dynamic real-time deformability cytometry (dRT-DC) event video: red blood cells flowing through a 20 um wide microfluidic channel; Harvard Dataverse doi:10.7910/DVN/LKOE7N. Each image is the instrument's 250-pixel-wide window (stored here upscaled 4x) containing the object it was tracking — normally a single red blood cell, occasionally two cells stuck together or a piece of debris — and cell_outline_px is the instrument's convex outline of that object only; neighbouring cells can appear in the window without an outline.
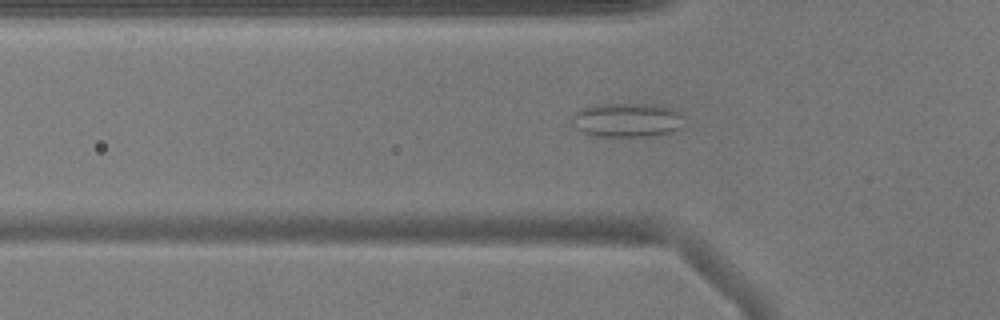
{"species": "common noctule bat (a hibernating species)", "species_latin": "Nyctalus noctula", "temperature_condition": "warm", "stored_images_in_passage": 48, "camera_frame_rate_fps": 3000, "um_per_image_px": 0.085, "animal": {"sex": "male", "body_mass_g": 17.9}, "frame": {"image": 1, "passage_image": 17, "time_ms": 5.333, "image_size_px": [1000, 320], "cell_outline_px": [[684, 128], [672, 132], [656, 136], [596, 136], [584, 132], [576, 128], [572, 116], [580, 108], [596, 104], [656, 104], [676, 108], [680, 112]], "centroid_in_image_um": [53.38, 10.19], "position_along_channel_um": 72.4, "area_um2": 22.6}}
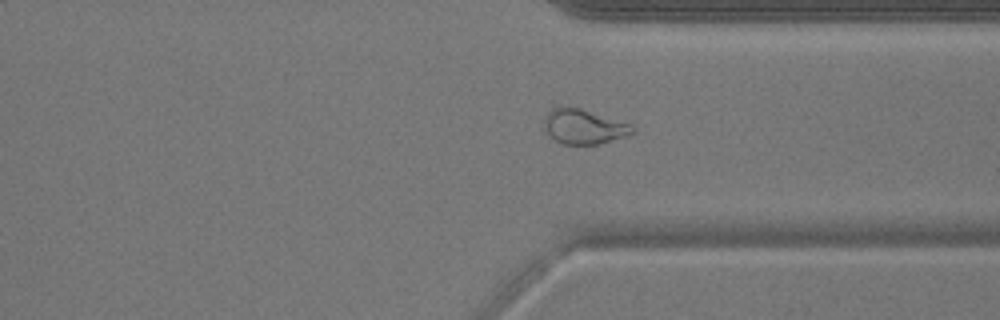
{"frame": {"image": 2, "passage_image": 39, "time_ms": 12.667, "image_size_px": [1000, 320], "cell_outline_px": [[636, 132], [624, 136], [596, 144], [564, 144], [556, 140], [544, 132], [544, 116], [552, 108], [580, 108], [632, 124], [636, 128]], "centroid_in_image_um": [49.62, 10.76], "position_along_channel_um": 361.8, "area_um2": 17.69}}
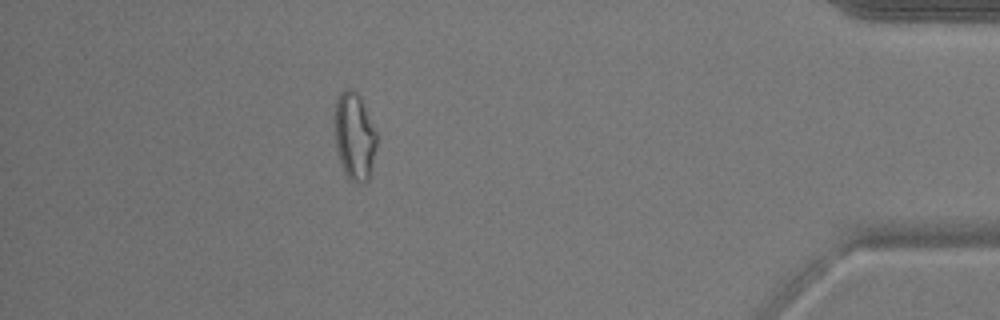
{"frame": {"image": 3, "passage_image": 46, "time_ms": 15.0, "image_size_px": [1000, 320], "cell_outline_px": [[376, 148], [368, 180], [364, 184], [360, 184], [352, 180], [348, 176], [340, 164], [336, 148], [336, 100], [340, 92], [344, 88], [352, 88], [360, 96], [376, 132]], "centroid_in_image_um": [30.13, 11.58], "position_along_channel_um": 405.1, "area_um2": 21.1}}